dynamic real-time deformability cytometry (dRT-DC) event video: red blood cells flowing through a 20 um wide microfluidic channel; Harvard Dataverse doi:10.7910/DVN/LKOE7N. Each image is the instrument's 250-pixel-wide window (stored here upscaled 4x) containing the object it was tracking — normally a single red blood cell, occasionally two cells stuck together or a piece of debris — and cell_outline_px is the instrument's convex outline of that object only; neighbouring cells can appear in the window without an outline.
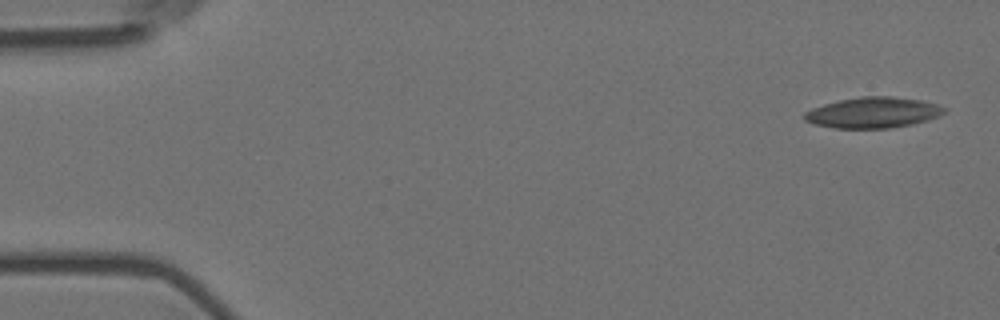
{"species": "Egyptian fruit bat (a non-hibernating species)", "species_latin": "Rousettus aegyptiacus", "temperature_condition": "room temperature", "stored_images_in_passage": 4, "camera_frame_rate_fps": 3000, "um_per_image_px": 0.085, "animal": {"sex": "female"}, "frame": {"image": 1, "passage_image": 1, "time_ms": 0.0, "image_size_px": [1000, 320], "cell_outline_px": [[948, 108], [940, 116], [928, 120], [912, 124], [888, 128], [836, 128], [816, 124], [804, 120], [804, 112], [812, 108], [824, 104], [840, 100], [860, 96], [892, 96], [920, 100], [936, 104]], "centroid_in_image_um": [74.23, 9.56], "position_along_channel_um": 10.8, "area_um2": 25.03}}
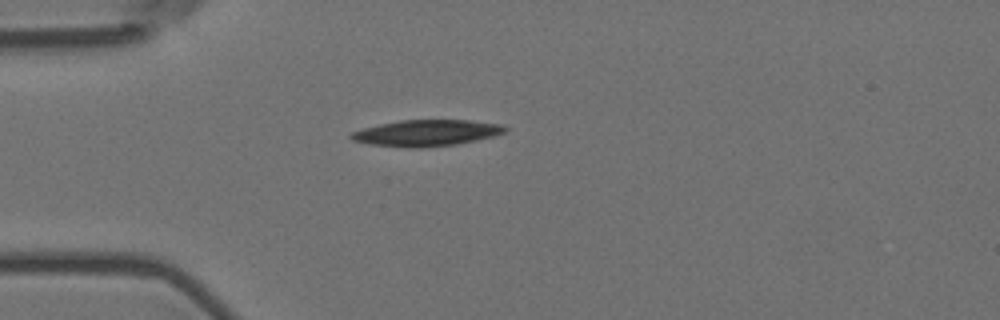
{"frame": {"image": 2, "passage_image": 4, "time_ms": 1.0, "image_size_px": [1000, 320], "cell_outline_px": [[508, 132], [476, 140], [456, 144], [420, 148], [408, 148], [372, 144], [352, 140], [348, 136], [352, 132], [364, 128], [380, 124], [400, 120], [468, 120], [504, 124], [508, 128]], "centroid_in_image_um": [36.29, 11.3], "position_along_channel_um": 48.7, "area_um2": 23.58}}